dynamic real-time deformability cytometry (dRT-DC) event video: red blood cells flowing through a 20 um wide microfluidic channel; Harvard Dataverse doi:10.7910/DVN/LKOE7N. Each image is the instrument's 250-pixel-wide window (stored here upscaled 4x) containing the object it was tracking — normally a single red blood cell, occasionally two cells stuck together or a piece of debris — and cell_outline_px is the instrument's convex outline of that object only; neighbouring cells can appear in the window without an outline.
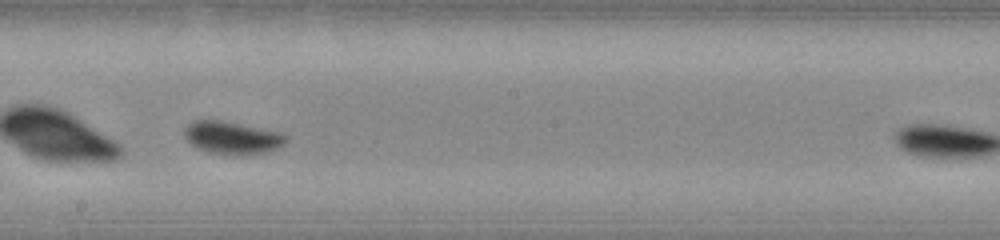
{"species": "common noctule bat (a hibernating species)", "species_latin": "Nyctalus noctula", "temperature_condition": "warm", "stored_images_in_passage": 32, "camera_frame_rate_fps": 3000, "um_per_image_px": 0.085, "animal": {"sex": "male", "body_mass_g": 20.0, "forearm_length_mm": 53.3}, "frame": {"image": 1, "passage_image": 19, "time_ms": 6.0, "image_size_px": [1000, 240], "cell_outline_px": [[288, 140], [284, 144], [268, 152], [208, 152], [196, 148], [184, 136], [184, 128], [192, 120], [220, 120], [280, 132], [288, 136]], "centroid_in_image_um": [19.71, 11.65], "position_along_channel_um": 228.5, "area_um2": 18.61}}